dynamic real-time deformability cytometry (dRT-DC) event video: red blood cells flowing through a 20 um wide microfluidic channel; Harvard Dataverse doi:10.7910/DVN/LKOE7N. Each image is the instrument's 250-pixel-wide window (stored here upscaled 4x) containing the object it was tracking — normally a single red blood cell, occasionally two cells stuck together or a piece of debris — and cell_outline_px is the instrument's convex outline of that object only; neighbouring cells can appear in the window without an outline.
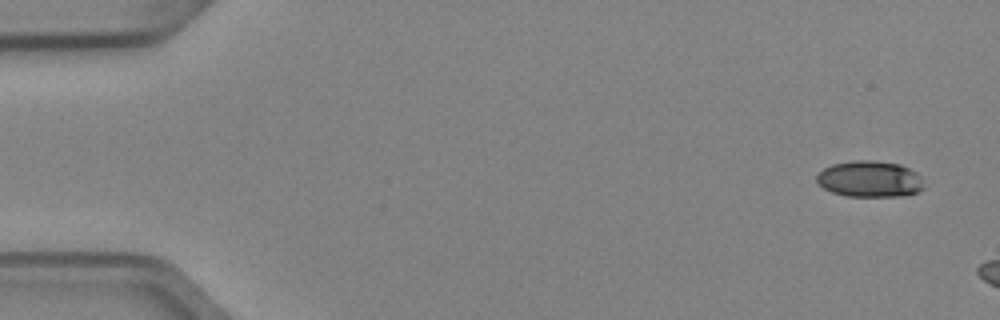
{"species": "Egyptian fruit bat (a non-hibernating species)", "species_latin": "Rousettus aegyptiacus", "temperature_condition": "cold", "stored_images_in_passage": 7, "camera_frame_rate_fps": 3000, "um_per_image_px": 0.085, "animal": {"sex": "female"}, "frame": {"image": 1, "passage_image": 1, "time_ms": 0.0, "image_size_px": [1000, 320], "cell_outline_px": [[924, 188], [916, 192], [904, 196], [844, 196], [832, 192], [824, 188], [816, 180], [816, 176], [824, 168], [832, 164], [856, 160], [872, 160], [900, 164], [916, 172], [920, 176]], "centroid_in_image_um": [73.93, 15.22], "position_along_channel_um": 11.1, "area_um2": 22.6}}
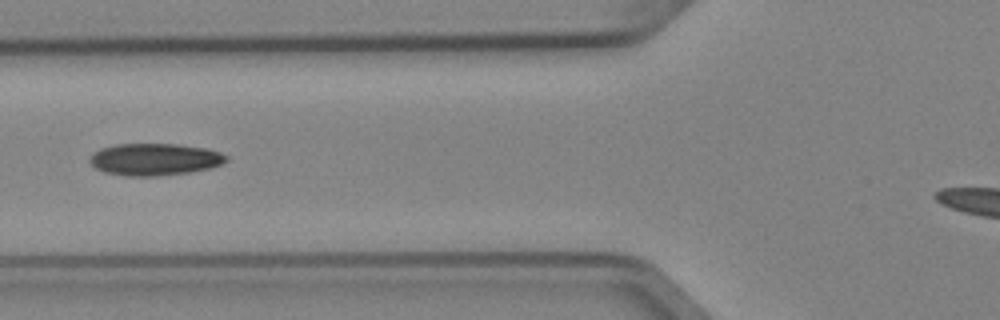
{"frame": {"image": 2, "passage_image": 6, "time_ms": 1.667, "image_size_px": [1000, 320], "cell_outline_px": [[228, 160], [212, 168], [192, 172], [160, 176], [128, 176], [104, 172], [96, 168], [88, 160], [92, 152], [100, 148], [116, 144], [176, 144], [204, 148], [220, 152], [228, 156]], "centroid_in_image_um": [13.14, 13.55], "position_along_channel_um": 112.7, "area_um2": 25.66}}
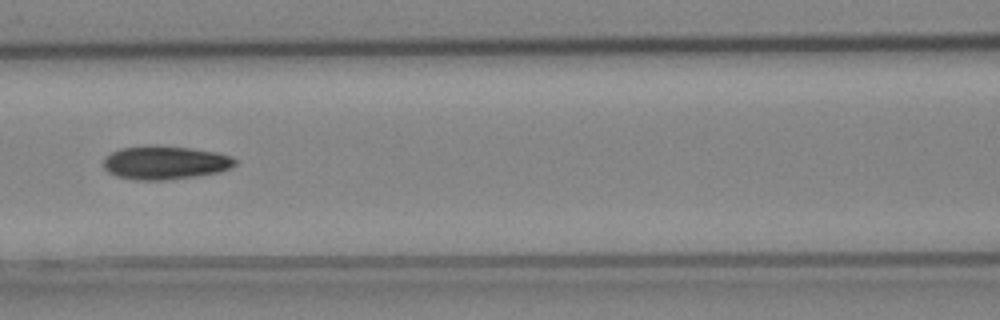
{"frame": {"image": 3, "passage_image": 7, "time_ms": 2.0, "image_size_px": [1000, 320], "cell_outline_px": [[236, 164], [220, 172], [196, 176], [168, 180], [136, 180], [116, 176], [108, 172], [104, 168], [104, 160], [112, 152], [120, 148], [152, 144], [188, 148], [212, 152], [228, 156], [236, 160]], "centroid_in_image_um": [13.98, 13.83], "position_along_channel_um": 152.6, "area_um2": 25.55}}